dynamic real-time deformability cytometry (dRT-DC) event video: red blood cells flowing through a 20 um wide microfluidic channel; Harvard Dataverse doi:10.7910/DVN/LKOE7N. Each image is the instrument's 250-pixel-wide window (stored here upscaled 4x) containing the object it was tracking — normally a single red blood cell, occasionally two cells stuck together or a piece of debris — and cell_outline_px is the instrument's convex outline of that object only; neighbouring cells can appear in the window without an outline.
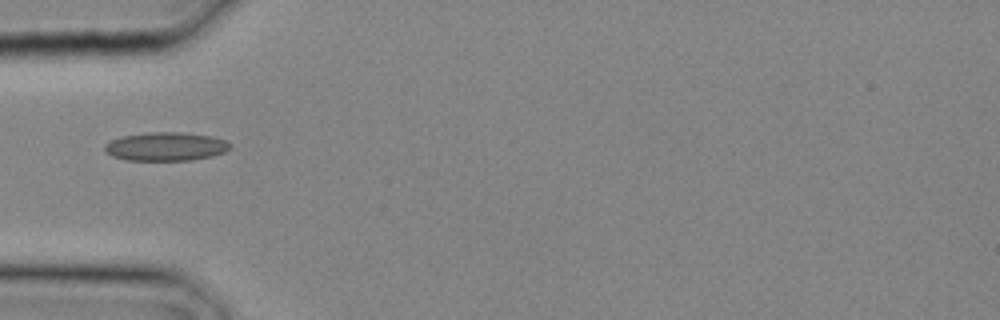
{"species": "common noctule bat (a hibernating species)", "species_latin": "Nyctalus noctula", "temperature_condition": "cold", "stored_images_in_passage": 3, "camera_frame_rate_fps": 3000, "um_per_image_px": 0.085, "animal": {"sex": "male", "body_mass_g": 20.4}, "frame": {"image": 1, "passage_image": 3, "time_ms": 0.667, "image_size_px": [1000, 320], "cell_outline_px": [[232, 148], [224, 152], [212, 156], [192, 160], [128, 160], [112, 156], [104, 152], [104, 144], [112, 140], [124, 136], [148, 132], [180, 132], [212, 136], [224, 140], [232, 144]], "centroid_in_image_um": [14.11, 12.45], "position_along_channel_um": 70.9, "area_um2": 20.92}}